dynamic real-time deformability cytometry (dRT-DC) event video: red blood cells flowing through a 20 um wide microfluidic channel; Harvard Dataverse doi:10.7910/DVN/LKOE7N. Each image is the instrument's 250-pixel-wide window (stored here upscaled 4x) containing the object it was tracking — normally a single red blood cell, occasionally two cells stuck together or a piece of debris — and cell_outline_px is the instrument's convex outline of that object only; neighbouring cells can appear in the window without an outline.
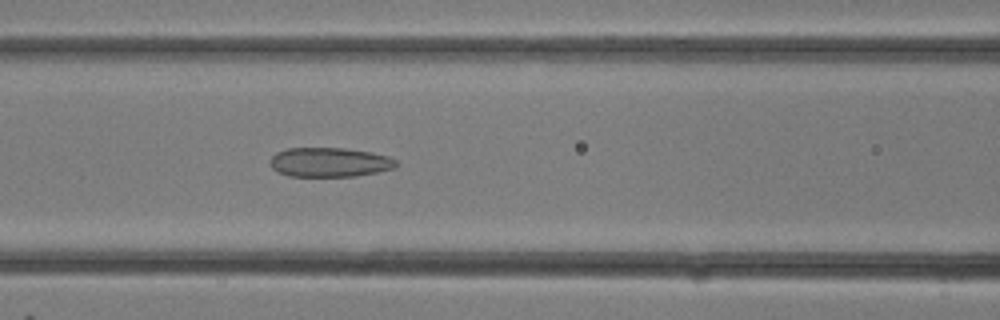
{"species": "common noctule bat (a hibernating species)", "species_latin": "Nyctalus noctula", "temperature_condition": "room temperature", "stored_images_in_passage": 28, "camera_frame_rate_fps": 3000, "um_per_image_px": 0.085, "animal": {"sex": "female"}, "frame": {"image": 1, "passage_image": 9, "time_ms": 2.667, "image_size_px": [1000, 320], "cell_outline_px": [[396, 168], [356, 176], [288, 176], [272, 168], [272, 156], [276, 152], [288, 148], [344, 148], [372, 152], [388, 156], [396, 160]], "centroid_in_image_um": [28.04, 13.78], "position_along_channel_um": 138.6, "area_um2": 21.44}}
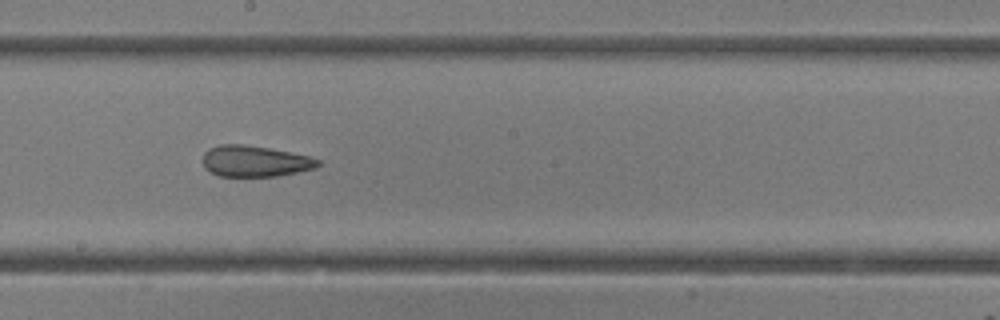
{"frame": {"image": 2, "passage_image": 13, "time_ms": 4.0, "image_size_px": [1000, 320], "cell_outline_px": [[320, 164], [316, 168], [276, 176], [220, 176], [204, 168], [200, 160], [204, 152], [208, 148], [220, 144], [244, 144], [268, 148], [312, 156], [320, 160]], "centroid_in_image_um": [21.63, 13.69], "position_along_channel_um": 226.6, "area_um2": 21.1}}
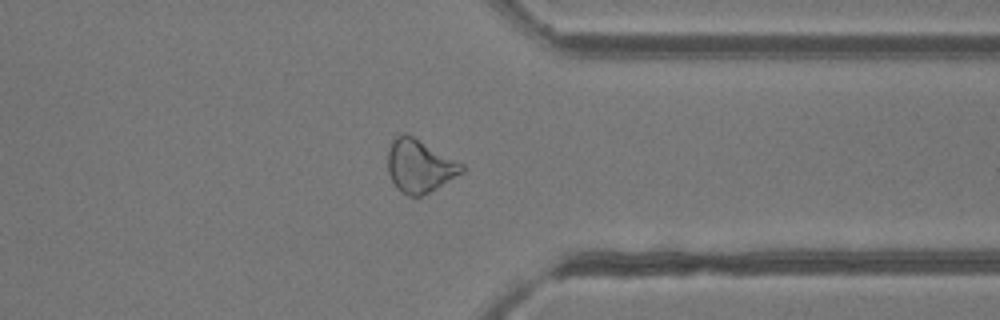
{"frame": {"image": 3, "passage_image": 20, "time_ms": 6.333, "image_size_px": [1000, 320], "cell_outline_px": [[464, 172], [436, 188], [420, 196], [408, 196], [400, 192], [396, 188], [388, 172], [388, 152], [392, 140], [400, 132], [404, 132], [412, 136], [464, 164]], "centroid_in_image_um": [35.65, 14.11], "position_along_channel_um": 375.8, "area_um2": 22.72}}